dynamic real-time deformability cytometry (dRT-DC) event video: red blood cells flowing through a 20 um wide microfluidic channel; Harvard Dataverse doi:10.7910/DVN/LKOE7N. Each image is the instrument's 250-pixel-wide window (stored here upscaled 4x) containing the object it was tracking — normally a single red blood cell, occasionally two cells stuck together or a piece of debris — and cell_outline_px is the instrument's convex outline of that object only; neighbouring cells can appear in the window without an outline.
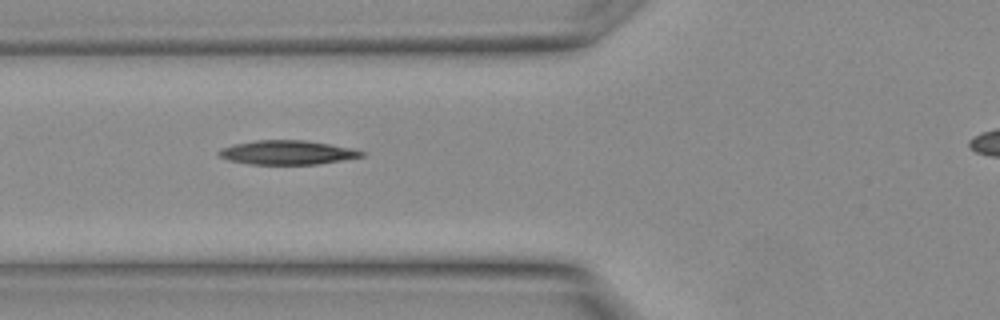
{"species": "Egyptian fruit bat (a non-hibernating species)", "species_latin": "Rousettus aegyptiacus", "temperature_condition": "warm", "stored_images_in_passage": 20, "camera_frame_rate_fps": 3000, "um_per_image_px": 0.085, "animal": {"sex": "female"}, "frame": {"image": 1, "passage_image": 4, "time_ms": 1.0, "image_size_px": [1000, 320], "cell_outline_px": [[368, 156], [316, 164], [252, 164], [228, 160], [220, 156], [216, 152], [224, 148], [236, 144], [256, 140], [304, 140], [356, 148], [364, 152]], "centroid_in_image_um": [24.5, 12.96], "position_along_channel_um": 101.3, "area_um2": 20.0}}
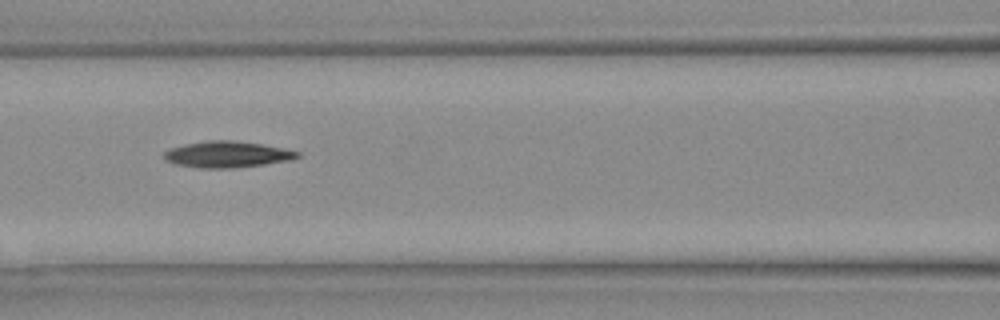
{"frame": {"image": 2, "passage_image": 6, "time_ms": 1.667, "image_size_px": [1000, 320], "cell_outline_px": [[300, 156], [292, 160], [264, 164], [228, 168], [200, 168], [176, 164], [164, 160], [164, 152], [172, 148], [184, 144], [208, 140], [232, 140], [260, 144], [300, 152]], "centroid_in_image_um": [19.29, 13.12], "position_along_channel_um": 147.3, "area_um2": 20.17}}